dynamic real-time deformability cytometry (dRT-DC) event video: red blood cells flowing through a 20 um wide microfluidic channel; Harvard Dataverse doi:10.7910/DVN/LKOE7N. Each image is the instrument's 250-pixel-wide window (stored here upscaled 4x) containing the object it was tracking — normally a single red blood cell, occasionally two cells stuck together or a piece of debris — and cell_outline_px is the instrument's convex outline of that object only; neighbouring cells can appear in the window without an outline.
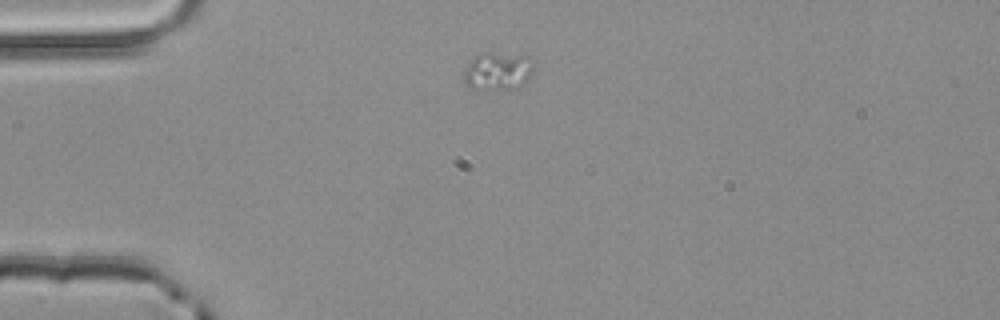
{"species": "common noctule bat (a hibernating species)", "species_latin": "Nyctalus noctula", "temperature_condition": "room temperature", "stored_images_in_passage": 2, "camera_frame_rate_fps": 3000, "um_per_image_px": 0.085, "animal": {"sex": "male", "body_mass_g": 20.4}, "frame": {"image": 1, "passage_image": 1, "time_ms": 0.0, "image_size_px": [1000, 320], "cell_outline_px": [[532, 72], [528, 80], [512, 88], [472, 88], [464, 80], [464, 68], [480, 52], [492, 52], [528, 56], [532, 64]], "centroid_in_image_um": [42.3, 6.0], "position_along_channel_um": 42.7, "area_um2": 14.97}}